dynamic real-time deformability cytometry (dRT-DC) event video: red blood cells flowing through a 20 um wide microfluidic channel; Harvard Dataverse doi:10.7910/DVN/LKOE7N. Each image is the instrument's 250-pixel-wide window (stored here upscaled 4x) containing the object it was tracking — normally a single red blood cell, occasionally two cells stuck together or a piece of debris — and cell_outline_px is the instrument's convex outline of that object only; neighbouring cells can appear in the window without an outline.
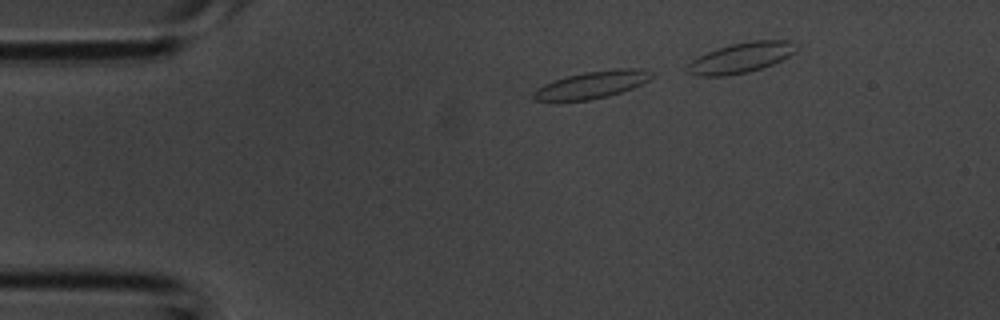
{"species": "common noctule bat (a hibernating species)", "species_latin": "Nyctalus noctula", "temperature_condition": "room temperature", "stored_images_in_passage": 5, "camera_frame_rate_fps": 3000, "um_per_image_px": 0.085, "animal": {"sex": "male", "body_mass_g": 20.1, "forearm_length_mm": 53.5}, "frame": {"image": 1, "passage_image": 2, "time_ms": 0.333, "image_size_px": [1000, 320], "cell_outline_px": [[652, 76], [648, 80], [632, 88], [608, 96], [588, 100], [536, 100], [532, 96], [532, 92], [544, 84], [552, 80], [584, 72], [620, 68], [640, 68], [652, 72]], "centroid_in_image_um": [50.32, 7.19], "position_along_channel_um": 34.7, "area_um2": 18.44}}
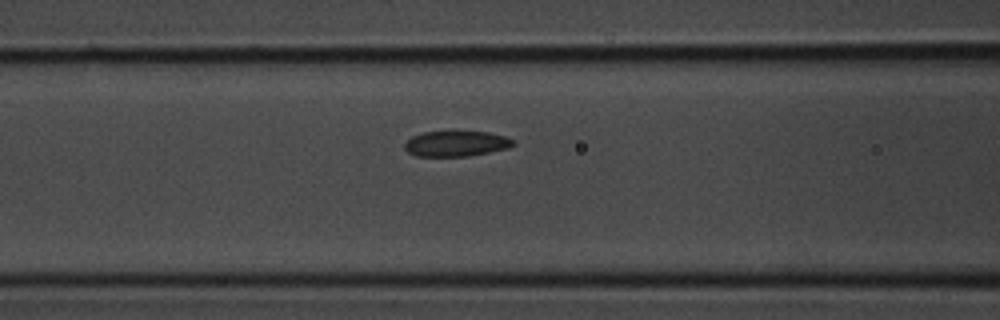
{"frame": {"image": 2, "passage_image": 5, "time_ms": 1.333, "image_size_px": [1000, 320], "cell_outline_px": [[516, 144], [508, 148], [468, 156], [416, 156], [408, 152], [404, 148], [404, 144], [412, 136], [424, 132], [448, 128], [488, 132], [504, 136], [512, 140]], "centroid_in_image_um": [38.74, 12.15], "position_along_channel_um": 127.9, "area_um2": 16.82}}